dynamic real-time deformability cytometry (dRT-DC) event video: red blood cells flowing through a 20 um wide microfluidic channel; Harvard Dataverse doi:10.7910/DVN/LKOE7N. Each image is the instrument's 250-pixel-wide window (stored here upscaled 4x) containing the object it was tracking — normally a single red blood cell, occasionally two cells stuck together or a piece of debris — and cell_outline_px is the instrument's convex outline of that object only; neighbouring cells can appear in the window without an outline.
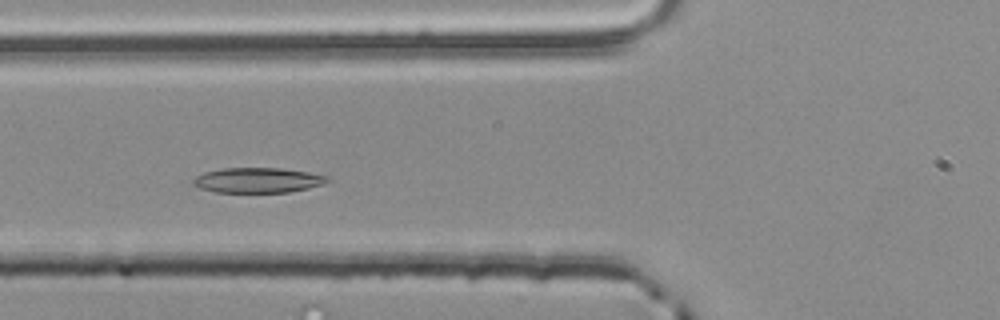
{"species": "common noctule bat (a hibernating species)", "species_latin": "Nyctalus noctula", "temperature_condition": "room temperature", "stored_images_in_passage": 46, "camera_frame_rate_fps": 3000, "um_per_image_px": 0.085, "animal": {"sex": "male", "body_mass_g": 20.4}, "frame": {"image": 1, "passage_image": 12, "time_ms": 3.667, "image_size_px": [1000, 320], "cell_outline_px": [[328, 180], [324, 184], [308, 188], [288, 192], [216, 192], [200, 188], [192, 184], [192, 180], [196, 176], [204, 172], [224, 168], [280, 168], [328, 176]], "centroid_in_image_um": [21.87, 15.32], "position_along_channel_um": 103.9, "area_um2": 19.42}}
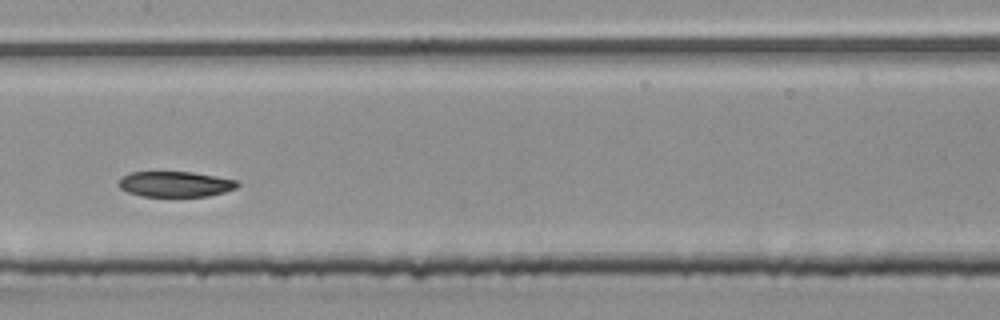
{"frame": {"image": 2, "passage_image": 19, "time_ms": 6.0, "image_size_px": [1000, 320], "cell_outline_px": [[240, 184], [236, 188], [224, 192], [208, 196], [140, 196], [128, 192], [120, 188], [120, 180], [124, 176], [132, 172], [192, 172], [240, 180]], "centroid_in_image_um": [14.97, 15.65], "position_along_channel_um": 192.4, "area_um2": 17.57}}
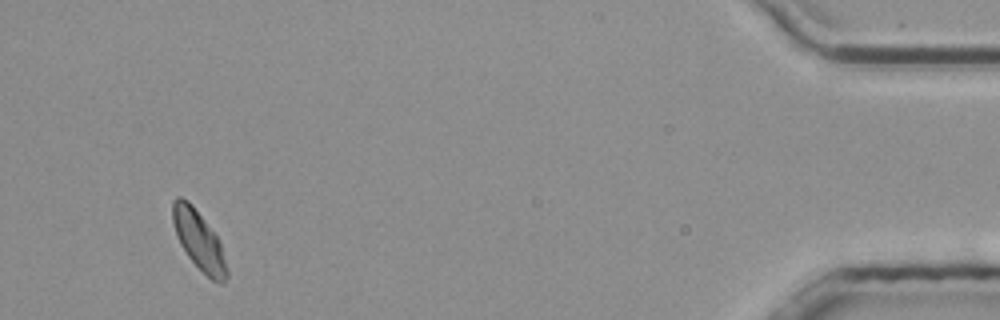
{"frame": {"image": 3, "passage_image": 43, "time_ms": 14.0, "image_size_px": [1000, 320], "cell_outline_px": [[228, 276], [224, 284], [220, 284], [212, 280], [188, 256], [180, 244], [176, 236], [172, 220], [172, 200], [176, 196], [180, 196], [188, 200], [192, 204], [220, 240], [228, 272]], "centroid_in_image_um": [16.9, 20.4], "position_along_channel_um": 418.3, "area_um2": 18.67}, "authors_computed_cell_mechanics": {"area_um2": 18.9584, "velocity_mm_per_s": 3.7915, "shape_relaxation_time_tau1_ms": 4.9054, "shape_relaxation_time_tau2_ms": 5.6406, "deformation_change_tau1": 0.1306, "deformation_change_tau2": 0.0791}}